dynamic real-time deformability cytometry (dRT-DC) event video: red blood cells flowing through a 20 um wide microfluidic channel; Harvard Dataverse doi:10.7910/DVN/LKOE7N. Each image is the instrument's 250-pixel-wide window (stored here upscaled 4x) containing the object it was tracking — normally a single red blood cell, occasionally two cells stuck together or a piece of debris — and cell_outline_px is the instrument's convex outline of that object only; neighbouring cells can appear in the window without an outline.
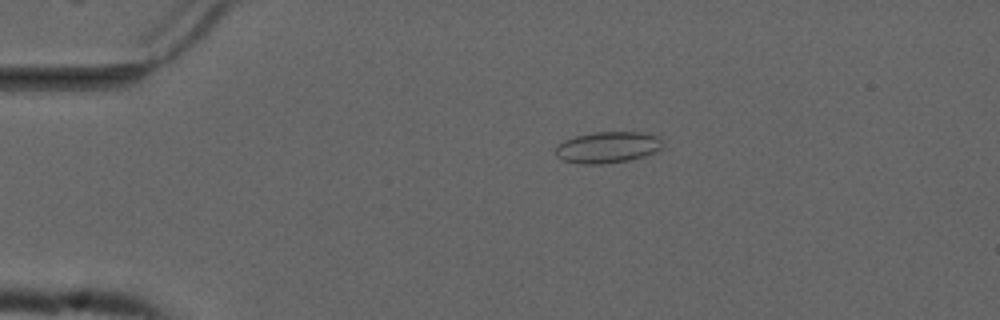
{"species": "common noctule bat (a hibernating species)", "species_latin": "Nyctalus noctula", "temperature_condition": "cold", "stored_images_in_passage": 56, "camera_frame_rate_fps": 3000, "um_per_image_px": 0.085, "animal": {"sex": "male", "forearm_length_mm": 52.5}, "frame": {"image": 1, "passage_image": 12, "time_ms": 3.667, "image_size_px": [1000, 320], "cell_outline_px": [[660, 148], [656, 152], [644, 156], [628, 160], [604, 164], [584, 164], [564, 160], [556, 156], [556, 144], [564, 140], [576, 136], [592, 132], [640, 132], [660, 136]], "centroid_in_image_um": [51.63, 12.51], "position_along_channel_um": 33.4, "area_um2": 19.48}}
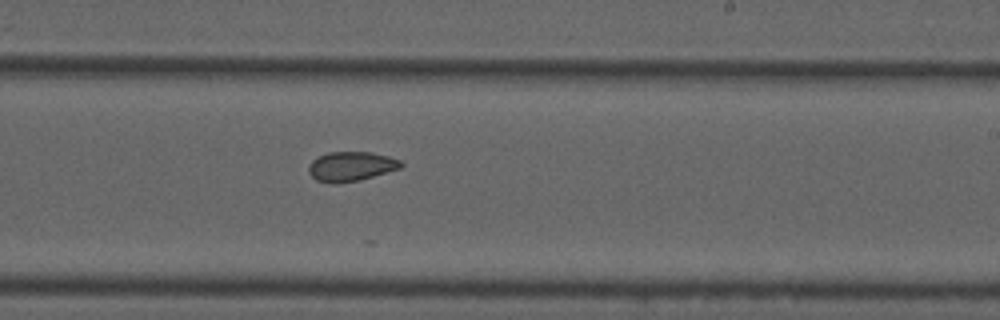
{"frame": {"image": 2, "passage_image": 34, "time_ms": 11.0, "image_size_px": [1000, 320], "cell_outline_px": [[404, 164], [400, 168], [360, 180], [316, 180], [308, 172], [308, 164], [312, 160], [328, 152], [372, 152], [388, 156], [400, 160]], "centroid_in_image_um": [29.87, 14.09], "position_along_channel_um": 259.1, "area_um2": 15.26}}
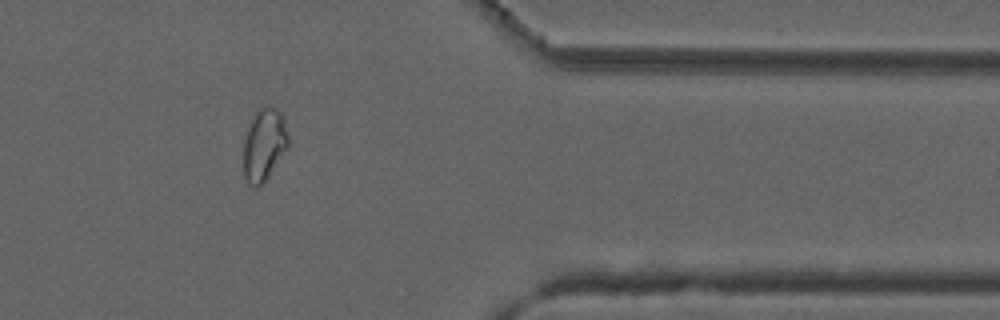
{"frame": {"image": 3, "passage_image": 46, "time_ms": 15.0, "image_size_px": [1000, 320], "cell_outline_px": [[288, 148], [260, 188], [252, 188], [248, 184], [244, 176], [244, 140], [248, 128], [256, 112], [260, 108], [268, 104], [280, 112], [284, 116], [288, 132]], "centroid_in_image_um": [22.46, 12.33], "position_along_channel_um": 388.9, "area_um2": 19.07}, "authors_computed_cell_mechanics": {"area_um2": 18.0914, "velocity_mm_per_s": 3.7127, "shape_relaxation_time_tau1_ms": null, "shape_relaxation_time_tau2_ms": 2.3129, "deformation_change_tau1": null, "deformation_change_tau2": 0.0577}}